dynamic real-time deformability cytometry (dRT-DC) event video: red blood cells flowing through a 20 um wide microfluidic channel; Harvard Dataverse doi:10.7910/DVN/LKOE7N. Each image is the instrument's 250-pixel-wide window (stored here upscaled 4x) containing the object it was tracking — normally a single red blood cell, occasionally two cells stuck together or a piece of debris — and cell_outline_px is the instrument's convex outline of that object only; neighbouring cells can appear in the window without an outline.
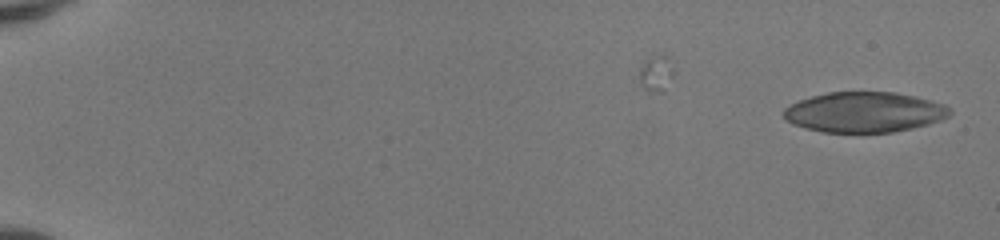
{"species": "human", "species_latin": "Homo sapiens", "temperature_condition": "room temperature", "stored_images_in_passage": 14, "camera_frame_rate_fps": 3000, "um_per_image_px": 0.085, "donor": {"sex": "female"}, "frame": {"image": 1, "passage_image": 1, "time_ms": 0.0, "image_size_px": [1000, 240], "cell_outline_px": [[952, 112], [948, 116], [940, 120], [928, 124], [912, 128], [892, 132], [824, 132], [808, 128], [796, 124], [788, 120], [784, 116], [784, 108], [800, 100], [812, 96], [828, 92], [892, 92], [912, 96], [944, 104]], "centroid_in_image_um": [73.48, 9.53], "position_along_channel_um": 11.5, "area_um2": 38.44}}